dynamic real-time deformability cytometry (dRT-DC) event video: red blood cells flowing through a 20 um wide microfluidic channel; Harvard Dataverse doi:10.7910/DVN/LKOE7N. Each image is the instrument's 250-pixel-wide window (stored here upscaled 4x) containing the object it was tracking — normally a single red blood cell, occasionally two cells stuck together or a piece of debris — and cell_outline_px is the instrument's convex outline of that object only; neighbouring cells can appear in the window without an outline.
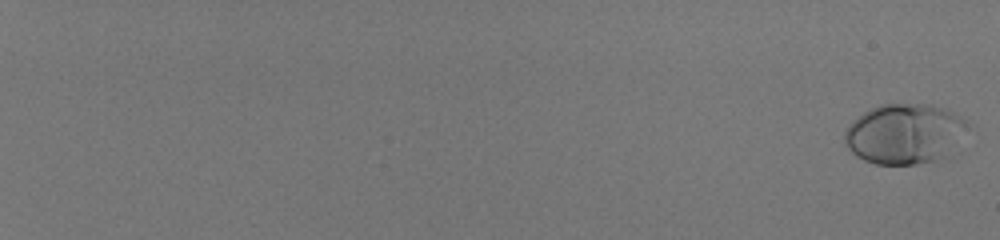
{"species": "human", "species_latin": "Homo sapiens", "temperature_condition": "room temperature", "stored_images_in_passage": 59, "camera_frame_rate_fps": 3000, "um_per_image_px": 0.085, "donor": {"sex": "male"}, "frame": {"image": 1, "passage_image": 1, "time_ms": 0.0, "image_size_px": [1000, 240], "cell_outline_px": [[968, 124], [932, 160], [916, 164], [876, 164], [864, 160], [856, 156], [844, 144], [844, 132], [864, 112], [880, 104], [928, 104], [944, 108], [968, 120]], "centroid_in_image_um": [76.73, 11.33], "position_along_channel_um": 8.3, "area_um2": 41.04}}
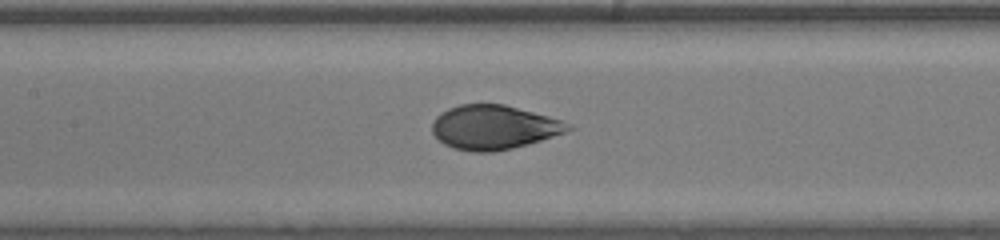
{"frame": {"image": 2, "passage_image": 35, "time_ms": 11.333, "image_size_px": [1000, 240], "cell_outline_px": [[572, 128], [564, 132], [540, 140], [512, 148], [492, 152], [472, 152], [452, 148], [444, 144], [432, 132], [432, 120], [440, 112], [448, 108], [460, 104], [504, 104], [548, 116], [572, 124]], "centroid_in_image_um": [41.92, 10.81], "position_along_channel_um": 165.5, "area_um2": 34.85}}
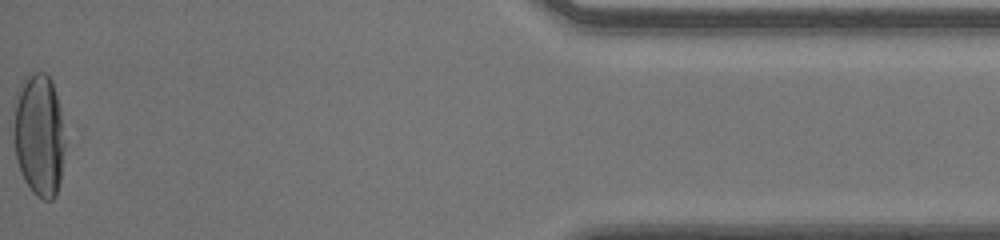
{"frame": {"image": 3, "passage_image": 59, "time_ms": 19.333, "image_size_px": [1000, 240], "cell_outline_px": [[64, 148], [60, 180], [56, 196], [52, 200], [44, 200], [36, 196], [32, 192], [24, 180], [20, 172], [16, 156], [16, 92], [20, 84], [32, 72], [44, 72], [52, 80], [60, 108], [64, 144]], "centroid_in_image_um": [3.35, 11.5], "position_along_channel_um": 431.9, "area_um2": 36.07}, "authors_computed_cell_mechanics": {"area_um2": 36.703, "velocity_mm_per_s": 4.0273, "shape_relaxation_time_tau1_ms": 4.2314, "shape_relaxation_time_tau2_ms": null, "deformation_change_tau1": 0.1895, "deformation_change_tau2": null}}